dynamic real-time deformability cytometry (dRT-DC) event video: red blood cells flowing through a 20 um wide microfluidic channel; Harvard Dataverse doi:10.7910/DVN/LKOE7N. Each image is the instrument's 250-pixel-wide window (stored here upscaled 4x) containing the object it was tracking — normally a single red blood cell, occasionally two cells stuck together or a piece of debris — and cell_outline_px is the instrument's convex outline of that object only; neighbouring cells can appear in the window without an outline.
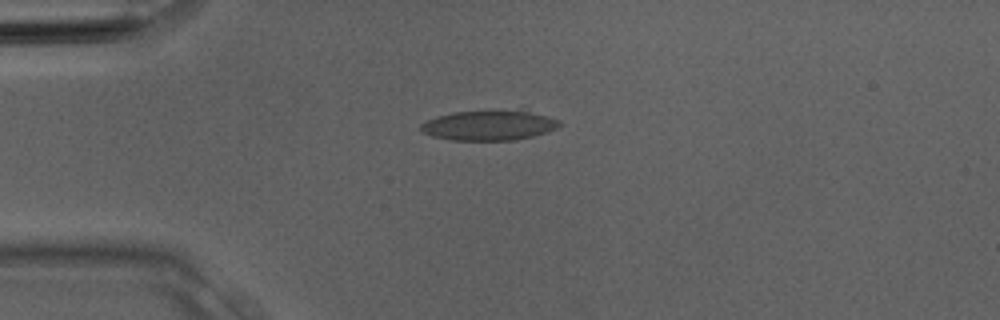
{"species": "Egyptian fruit bat (a non-hibernating species)", "species_latin": "Rousettus aegyptiacus", "temperature_condition": "room temperature", "stored_images_in_passage": 2, "camera_frame_rate_fps": 3000, "um_per_image_px": 0.085, "animal": {"sex": "male"}, "frame": {"image": 1, "passage_image": 2, "time_ms": 0.333, "image_size_px": [1000, 320], "cell_outline_px": [[560, 124], [556, 128], [548, 132], [516, 140], [452, 140], [432, 136], [424, 132], [420, 128], [420, 124], [436, 116], [452, 112], [528, 112], [560, 120]], "centroid_in_image_um": [41.52, 10.69], "position_along_channel_um": 43.5, "area_um2": 23.41}}